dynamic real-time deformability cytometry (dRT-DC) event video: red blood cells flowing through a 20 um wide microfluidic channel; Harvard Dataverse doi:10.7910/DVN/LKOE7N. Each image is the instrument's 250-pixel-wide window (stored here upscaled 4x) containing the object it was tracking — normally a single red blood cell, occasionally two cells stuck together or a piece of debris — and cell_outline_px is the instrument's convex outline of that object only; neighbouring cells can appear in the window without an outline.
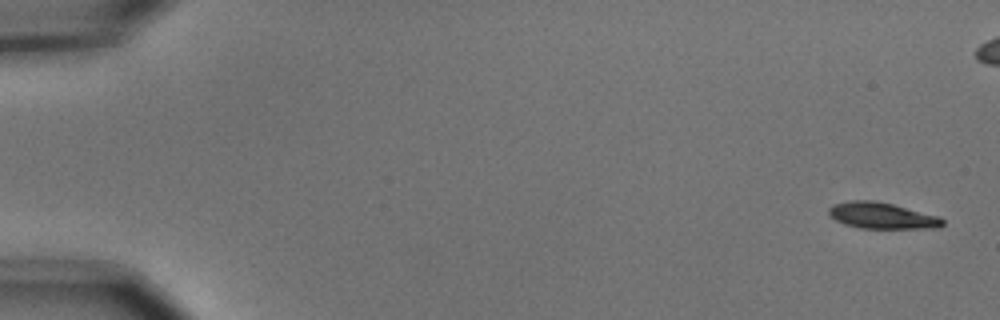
{"species": "common noctule bat (a hibernating species)", "species_latin": "Nyctalus noctula", "temperature_condition": "cold", "stored_images_in_passage": 6, "camera_frame_rate_fps": 3000, "um_per_image_px": 0.085, "animal": {"sex": "male", "body_mass_g": 15.6}, "frame": {"image": 1, "passage_image": 1, "time_ms": 0.0, "image_size_px": [1000, 320], "cell_outline_px": [[944, 224], [940, 228], [860, 228], [844, 224], [828, 216], [828, 208], [832, 204], [848, 200], [876, 200], [940, 216], [944, 220]], "centroid_in_image_um": [74.94, 18.32], "position_along_channel_um": 10.1, "area_um2": 17.63}}
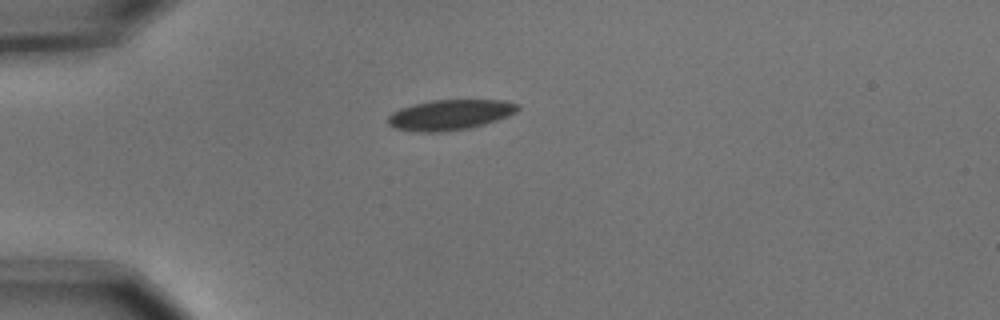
{"frame": {"image": 2, "passage_image": 6, "time_ms": 1.667, "image_size_px": [1000, 320], "cell_outline_px": [[520, 108], [516, 112], [508, 116], [484, 124], [468, 128], [436, 132], [420, 132], [396, 128], [388, 124], [388, 116], [392, 112], [400, 108], [412, 104], [432, 100], [504, 100], [520, 104]], "centroid_in_image_um": [38.26, 9.74], "position_along_channel_um": 46.7, "area_um2": 22.89}}